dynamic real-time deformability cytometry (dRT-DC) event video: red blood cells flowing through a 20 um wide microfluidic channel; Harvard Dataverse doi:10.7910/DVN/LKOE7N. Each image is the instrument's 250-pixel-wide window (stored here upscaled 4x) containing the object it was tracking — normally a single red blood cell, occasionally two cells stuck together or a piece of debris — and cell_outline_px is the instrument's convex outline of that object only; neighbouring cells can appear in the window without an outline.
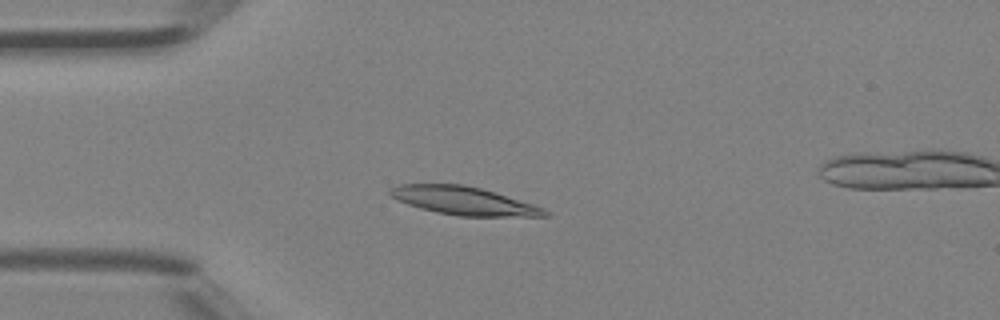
{"species": "Egyptian fruit bat (a non-hibernating species)", "species_latin": "Rousettus aegyptiacus", "temperature_condition": "room temperature", "stored_images_in_passage": 3, "camera_frame_rate_fps": 3000, "um_per_image_px": 0.085, "animal": {"sex": "female"}, "frame": {"image": 1, "passage_image": 2, "time_ms": 0.333, "image_size_px": [1000, 320], "cell_outline_px": [[552, 216], [460, 216], [436, 212], [420, 208], [408, 204], [392, 196], [388, 192], [388, 188], [400, 184], [460, 184], [480, 188], [532, 204], [544, 208], [552, 212]], "centroid_in_image_um": [39.43, 17.07], "position_along_channel_um": 45.6, "area_um2": 25.14}}